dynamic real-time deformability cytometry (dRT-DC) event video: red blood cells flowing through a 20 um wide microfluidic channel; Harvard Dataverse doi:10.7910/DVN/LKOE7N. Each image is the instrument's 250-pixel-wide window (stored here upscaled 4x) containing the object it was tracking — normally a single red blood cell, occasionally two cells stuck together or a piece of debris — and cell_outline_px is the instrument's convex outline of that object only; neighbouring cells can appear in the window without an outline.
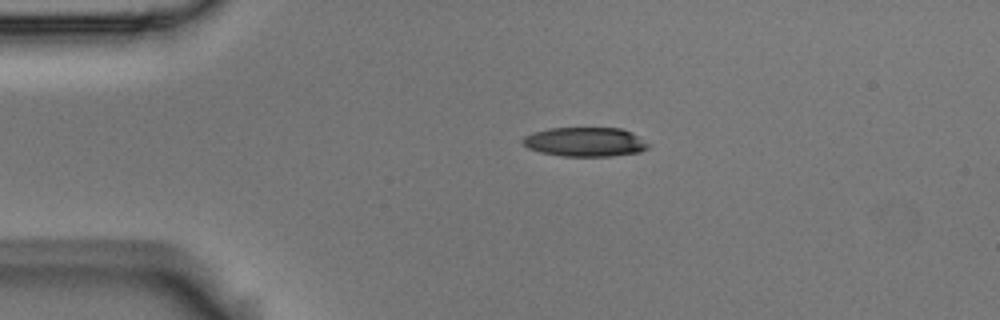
{"species": "Egyptian fruit bat (a non-hibernating species)", "species_latin": "Rousettus aegyptiacus", "temperature_condition": "room temperature", "stored_images_in_passage": 2, "camera_frame_rate_fps": 3000, "um_per_image_px": 0.085, "animal": {"sex": "male"}, "frame": {"image": 1, "passage_image": 1, "time_ms": 0.0, "image_size_px": [1000, 320], "cell_outline_px": [[652, 144], [648, 148], [640, 152], [612, 156], [560, 156], [540, 152], [528, 148], [520, 140], [524, 136], [532, 132], [548, 128], [620, 128], [632, 132]], "centroid_in_image_um": [49.75, 12.06], "position_along_channel_um": 35.3, "area_um2": 21.68}}